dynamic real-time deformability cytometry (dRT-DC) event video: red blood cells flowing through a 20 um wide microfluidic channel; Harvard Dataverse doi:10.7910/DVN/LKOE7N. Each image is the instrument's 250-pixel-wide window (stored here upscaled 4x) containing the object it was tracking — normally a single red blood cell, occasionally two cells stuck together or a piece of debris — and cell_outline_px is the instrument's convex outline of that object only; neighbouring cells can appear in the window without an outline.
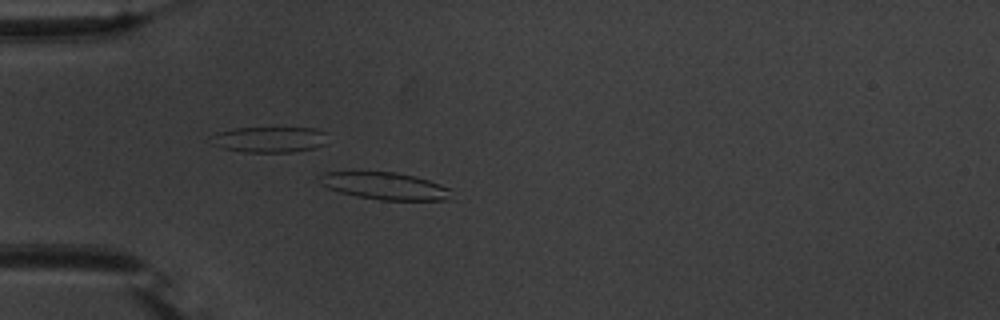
{"species": "common noctule bat (a hibernating species)", "species_latin": "Nyctalus noctula", "temperature_condition": "warm", "stored_images_in_passage": 54, "camera_frame_rate_fps": 3000, "um_per_image_px": 0.085, "animal": {"sex": "male", "body_mass_g": 20.1, "forearm_length_mm": 53.5}, "frame": {"image": 1, "passage_image": 15, "time_ms": 4.667, "image_size_px": [1000, 320], "cell_outline_px": [[452, 200], [380, 200], [356, 196], [340, 192], [328, 188], [320, 184], [316, 176], [324, 172], [356, 168], [396, 172], [416, 176], [452, 188]], "centroid_in_image_um": [32.63, 15.75], "position_along_channel_um": 52.4, "area_um2": 22.25}}
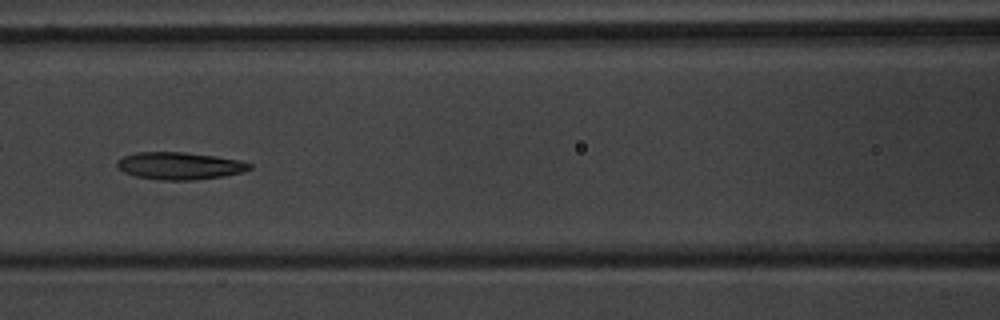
{"frame": {"image": 2, "passage_image": 24, "time_ms": 7.667, "image_size_px": [1000, 320], "cell_outline_px": [[252, 168], [244, 172], [224, 176], [192, 180], [160, 180], [136, 176], [124, 172], [116, 164], [116, 160], [124, 156], [136, 152], [184, 152], [216, 156], [240, 160], [252, 164]], "centroid_in_image_um": [15.29, 14.09], "position_along_channel_um": 151.3, "area_um2": 21.15}}
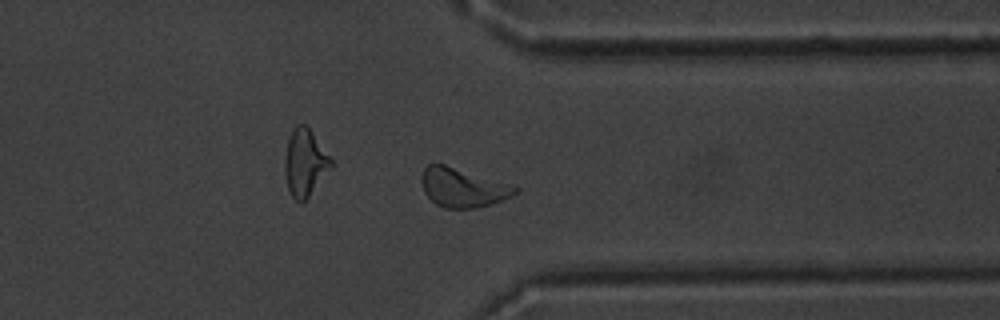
{"frame": {"image": 3, "passage_image": 42, "time_ms": 13.667, "image_size_px": [1000, 320], "cell_outline_px": [[520, 192], [512, 196], [476, 208], [444, 208], [436, 204], [424, 192], [420, 180], [420, 176], [424, 168], [428, 164], [444, 164], [508, 184], [520, 188]], "centroid_in_image_um": [39.29, 15.95], "position_along_channel_um": 372.1, "area_um2": 20.98}, "authors_computed_cell_mechanics": {"area_um2": 21.7328, "velocity_mm_per_s": 3.7113, "shape_relaxation_time_tau1_ms": 4.4339, "shape_relaxation_time_tau2_ms": 7.2366, "deformation_change_tau1": 0.1479, "deformation_change_tau2": 0.1738}}